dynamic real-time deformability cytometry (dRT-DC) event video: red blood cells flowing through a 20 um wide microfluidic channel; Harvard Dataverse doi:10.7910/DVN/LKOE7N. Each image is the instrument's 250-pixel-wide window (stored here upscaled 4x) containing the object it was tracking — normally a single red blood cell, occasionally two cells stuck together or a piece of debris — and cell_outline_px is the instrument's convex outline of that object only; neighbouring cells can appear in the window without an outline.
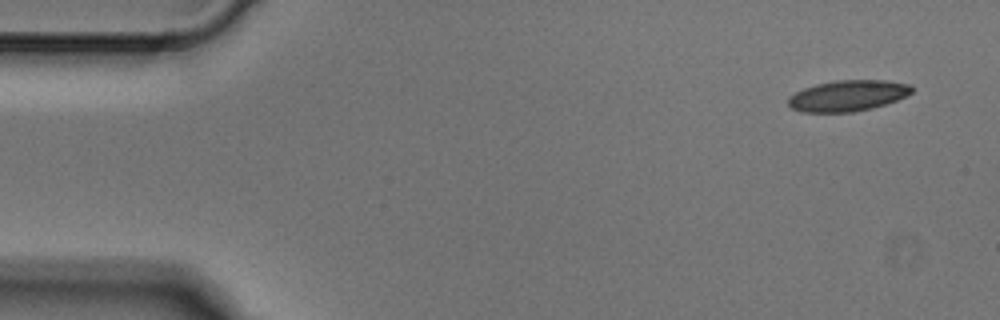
{"species": "Egyptian fruit bat (a non-hibernating species)", "species_latin": "Rousettus aegyptiacus", "temperature_condition": "cold", "stored_images_in_passage": 4, "camera_frame_rate_fps": 3000, "um_per_image_px": 0.085, "animal": {"sex": "male"}, "frame": {"image": 1, "passage_image": 1, "time_ms": 0.0, "image_size_px": [1000, 320], "cell_outline_px": [[912, 92], [896, 100], [872, 108], [852, 112], [804, 112], [792, 108], [788, 104], [788, 96], [804, 88], [816, 84], [836, 80], [888, 80], [912, 84]], "centroid_in_image_um": [72.06, 8.12], "position_along_channel_um": 12.9, "area_um2": 22.25}}
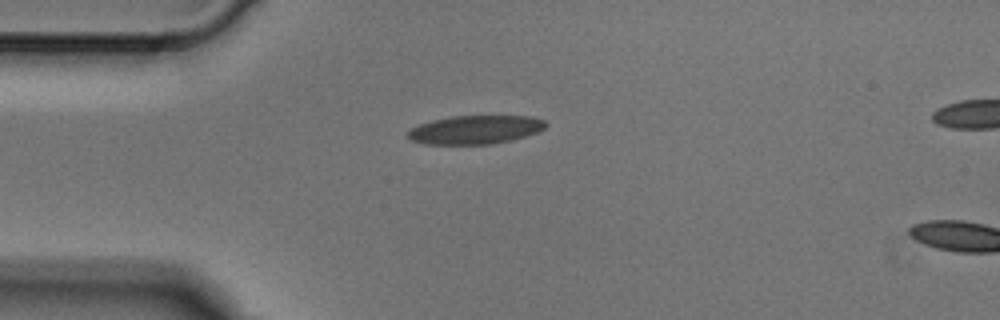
{"frame": {"image": 2, "passage_image": 3, "time_ms": 0.667, "image_size_px": [1000, 320], "cell_outline_px": [[548, 124], [544, 128], [536, 132], [512, 140], [492, 144], [424, 144], [408, 140], [408, 132], [412, 128], [420, 124], [432, 120], [452, 116], [532, 116], [544, 120]], "centroid_in_image_um": [40.39, 11.02], "position_along_channel_um": 44.6, "area_um2": 22.95}}